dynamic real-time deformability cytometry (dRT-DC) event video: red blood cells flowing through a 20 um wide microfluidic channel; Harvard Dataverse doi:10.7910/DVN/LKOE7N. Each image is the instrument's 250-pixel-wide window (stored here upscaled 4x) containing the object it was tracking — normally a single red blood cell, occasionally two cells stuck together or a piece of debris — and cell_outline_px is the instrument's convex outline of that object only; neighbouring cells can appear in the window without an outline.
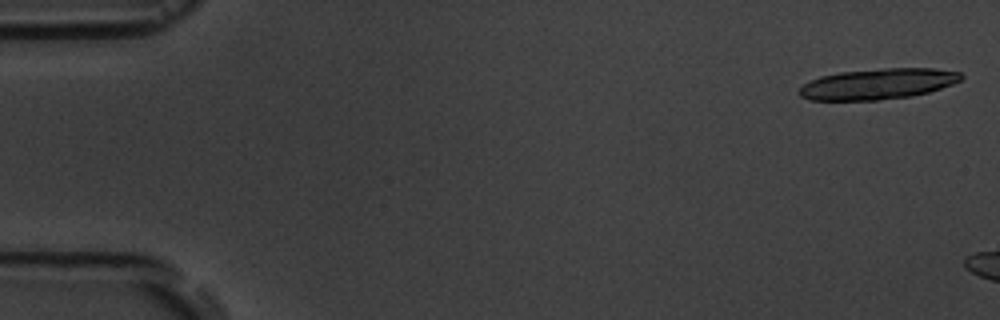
{"species": "common noctule bat (a hibernating species)", "species_latin": "Nyctalus noctula", "temperature_condition": "room temperature", "stored_images_in_passage": 3, "camera_frame_rate_fps": 3000, "um_per_image_px": 0.085, "animal": {"sex": "male", "body_mass_g": 19.5, "forearm_length_mm": 54.6}, "frame": {"image": 1, "passage_image": 1, "time_ms": 0.0, "image_size_px": [1000, 320], "cell_outline_px": [[964, 76], [960, 80], [952, 84], [928, 92], [912, 96], [876, 100], [808, 100], [800, 96], [800, 88], [804, 84], [820, 76], [840, 72], [884, 68], [932, 68], [960, 72]], "centroid_in_image_um": [74.63, 7.13], "position_along_channel_um": 10.4, "area_um2": 28.84}}